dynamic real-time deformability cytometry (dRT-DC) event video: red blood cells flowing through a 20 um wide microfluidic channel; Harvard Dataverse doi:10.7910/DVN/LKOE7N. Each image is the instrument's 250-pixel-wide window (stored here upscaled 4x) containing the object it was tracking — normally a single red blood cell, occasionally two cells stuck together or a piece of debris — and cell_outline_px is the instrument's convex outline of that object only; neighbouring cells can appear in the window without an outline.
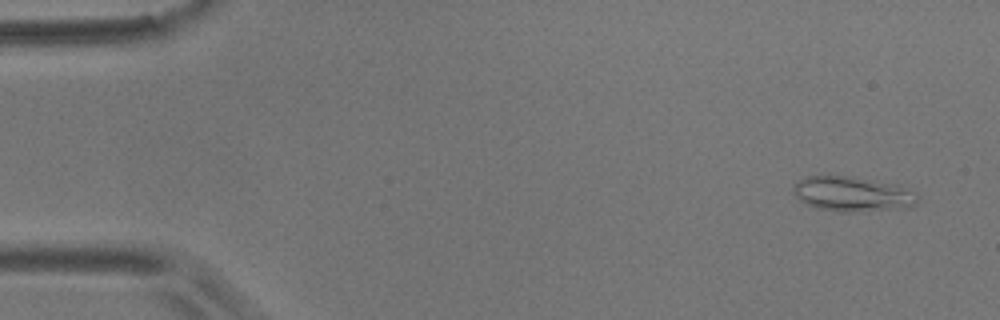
{"species": "common noctule bat (a hibernating species)", "species_latin": "Nyctalus noctula", "temperature_condition": "room temperature", "stored_images_in_passage": 56, "camera_frame_rate_fps": 3000, "um_per_image_px": 0.085, "animal": {"sex": "male", "body_mass_g": 17.9}, "frame": {"image": 1, "passage_image": 3, "time_ms": 0.667, "image_size_px": [1000, 320], "cell_outline_px": [[920, 200], [912, 208], [860, 212], [836, 212], [816, 208], [800, 200], [792, 192], [792, 184], [804, 176], [856, 176], [900, 184], [916, 192], [920, 196]], "centroid_in_image_um": [72.54, 16.49], "position_along_channel_um": 12.5, "area_um2": 26.41}}
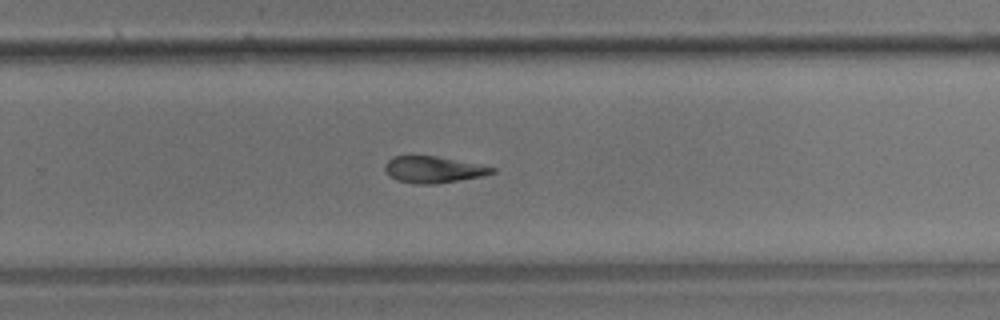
{"frame": {"image": 2, "passage_image": 36, "time_ms": 11.667, "image_size_px": [1000, 320], "cell_outline_px": [[496, 172], [484, 176], [436, 184], [412, 184], [396, 180], [388, 176], [384, 168], [384, 164], [392, 156], [436, 156], [496, 168]], "centroid_in_image_um": [36.79, 14.43], "position_along_channel_um": 293.0, "area_um2": 16.65}}
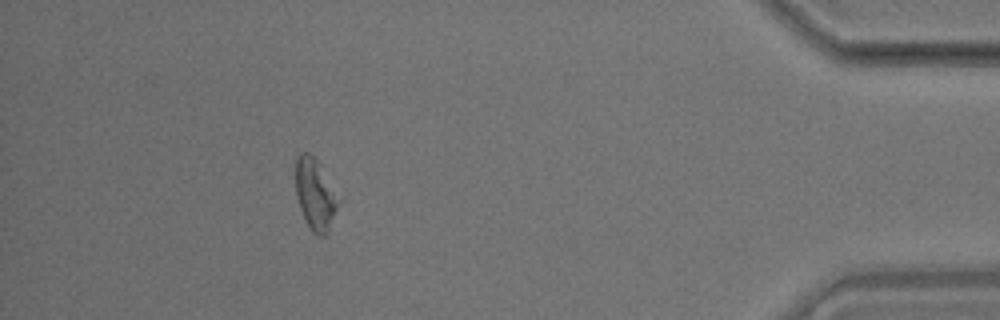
{"frame": {"image": 3, "passage_image": 50, "time_ms": 16.333, "image_size_px": [1000, 320], "cell_outline_px": [[340, 204], [328, 232], [324, 236], [316, 236], [312, 232], [300, 208], [296, 196], [296, 156], [300, 152], [308, 152], [316, 160], [340, 200]], "centroid_in_image_um": [26.79, 16.55], "position_along_channel_um": 408.4, "area_um2": 17.51}, "authors_computed_cell_mechanics": {"area_um2": 18.207, "velocity_mm_per_s": 3.5911, "shape_relaxation_time_tau1_ms": 9.5658, "shape_relaxation_time_tau2_ms": 6.2176, "deformation_change_tau1": 0.174, "deformation_change_tau2": 0.1393}}